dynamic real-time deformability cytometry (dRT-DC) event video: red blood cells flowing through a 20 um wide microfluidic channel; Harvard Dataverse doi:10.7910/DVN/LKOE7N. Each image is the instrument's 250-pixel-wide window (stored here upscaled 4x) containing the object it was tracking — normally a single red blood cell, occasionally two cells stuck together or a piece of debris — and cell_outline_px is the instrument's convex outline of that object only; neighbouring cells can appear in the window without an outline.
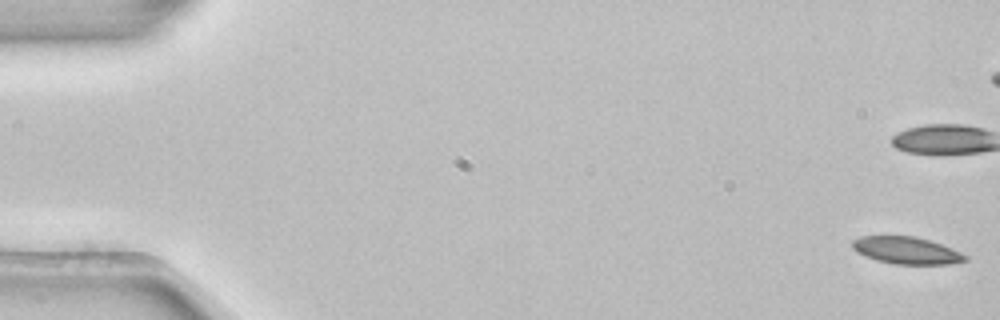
{"species": "common noctule bat (a hibernating species)", "species_latin": "Nyctalus noctula", "temperature_condition": "room temperature", "stored_images_in_passage": 55, "camera_frame_rate_fps": 3000, "um_per_image_px": 0.085, "animal": {"sex": "female", "body_mass_g": 22.7, "forearm_length_mm": 54.2}, "frame": {"image": 1, "passage_image": 1, "time_ms": 0.0, "image_size_px": [1000, 320], "cell_outline_px": [[968, 260], [948, 264], [892, 264], [876, 260], [864, 256], [856, 252], [852, 248], [852, 240], [860, 236], [916, 236], [952, 248], [968, 256]], "centroid_in_image_um": [77.02, 21.29], "position_along_channel_um": 8.0, "area_um2": 17.92}}